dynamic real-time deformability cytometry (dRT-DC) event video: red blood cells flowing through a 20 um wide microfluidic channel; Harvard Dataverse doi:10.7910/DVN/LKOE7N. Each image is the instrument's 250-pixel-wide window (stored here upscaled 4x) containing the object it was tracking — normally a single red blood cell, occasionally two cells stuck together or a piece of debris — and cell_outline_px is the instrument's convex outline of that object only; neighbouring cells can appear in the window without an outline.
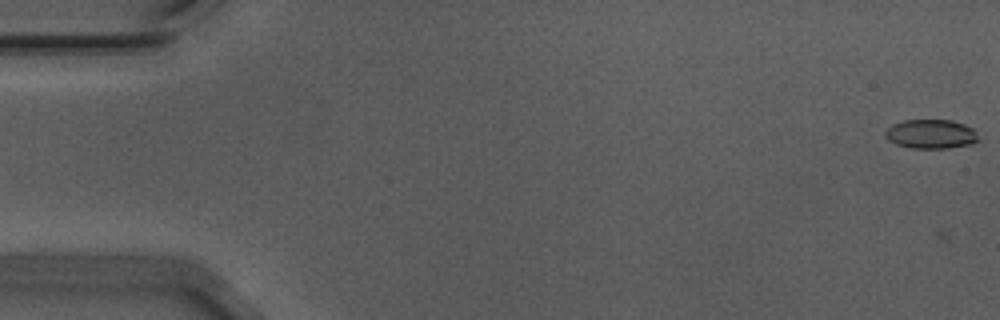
{"species": "Egyptian fruit bat (a non-hibernating species)", "species_latin": "Rousettus aegyptiacus", "temperature_condition": "warm", "stored_images_in_passage": 3, "camera_frame_rate_fps": 3000, "um_per_image_px": 0.085, "animal": {"sex": "male"}, "frame": {"image": 1, "passage_image": 1, "time_ms": 0.0, "image_size_px": [1000, 320], "cell_outline_px": [[980, 140], [972, 144], [948, 148], [912, 148], [896, 144], [888, 140], [884, 132], [892, 124], [904, 120], [952, 120], [964, 124], [972, 128]], "centroid_in_image_um": [79.13, 11.39], "position_along_channel_um": 5.9, "area_um2": 15.84}}